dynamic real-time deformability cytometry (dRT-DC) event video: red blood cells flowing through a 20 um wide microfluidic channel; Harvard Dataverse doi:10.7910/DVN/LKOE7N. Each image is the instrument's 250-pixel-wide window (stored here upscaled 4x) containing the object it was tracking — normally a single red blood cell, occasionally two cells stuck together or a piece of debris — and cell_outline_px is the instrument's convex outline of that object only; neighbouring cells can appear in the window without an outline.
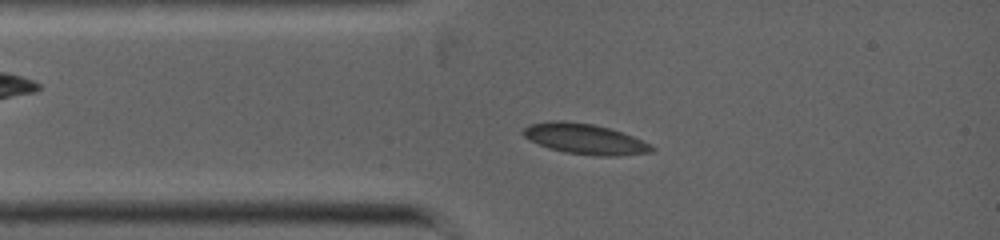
{"species": "common noctule bat (a hibernating species)", "species_latin": "Nyctalus noctula", "temperature_condition": "warm", "stored_images_in_passage": 11, "camera_frame_rate_fps": 5000, "um_per_image_px": 0.085, "animal": {"sex": "female", "body_mass_g": 19.0, "forearm_length_mm": 53.3}, "frame": {"image": 1, "passage_image": 8, "time_ms": 1.6, "image_size_px": [1000, 240], "cell_outline_px": [[656, 148], [652, 152], [620, 156], [596, 156], [564, 152], [548, 148], [524, 136], [520, 132], [528, 124], [552, 120], [564, 120], [592, 124], [608, 128], [632, 136], [652, 144]], "centroid_in_image_um": [49.72, 11.81], "position_along_channel_um": 35.3, "area_um2": 22.89}}